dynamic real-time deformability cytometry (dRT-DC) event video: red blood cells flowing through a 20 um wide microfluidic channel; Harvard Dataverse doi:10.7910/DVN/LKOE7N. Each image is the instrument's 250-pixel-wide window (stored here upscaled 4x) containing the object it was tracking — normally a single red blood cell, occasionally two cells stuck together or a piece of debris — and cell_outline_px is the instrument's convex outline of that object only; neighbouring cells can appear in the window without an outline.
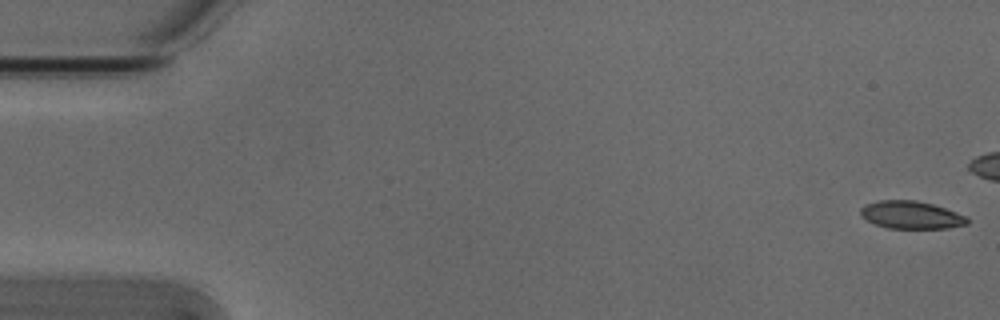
{"species": "Egyptian fruit bat (a non-hibernating species)", "species_latin": "Rousettus aegyptiacus", "temperature_condition": "cold", "stored_images_in_passage": 30, "camera_frame_rate_fps": 3000, "um_per_image_px": 0.085, "animal": {"sex": "male"}, "frame": {"image": 1, "passage_image": 1, "time_ms": 0.0, "image_size_px": [1000, 320], "cell_outline_px": [[968, 224], [948, 228], [888, 228], [876, 224], [860, 216], [860, 208], [864, 204], [880, 200], [916, 200], [932, 204], [968, 216]], "centroid_in_image_um": [77.44, 18.26], "position_along_channel_um": 7.6, "area_um2": 17.22}}
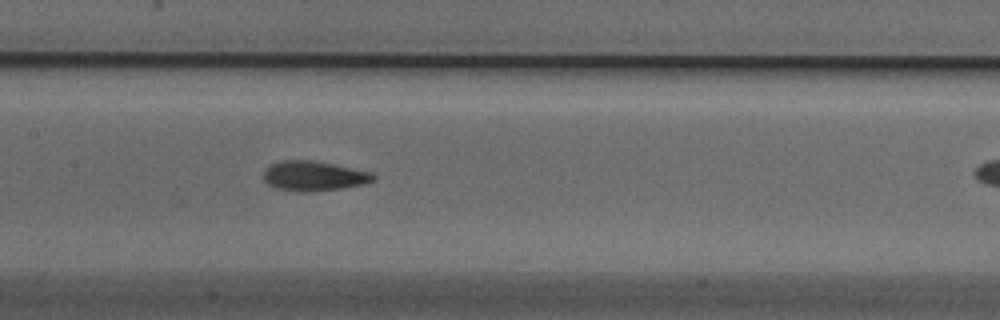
{"frame": {"image": 2, "passage_image": 26, "time_ms": 8.333, "image_size_px": [1000, 320], "cell_outline_px": [[376, 180], [364, 184], [340, 188], [308, 192], [304, 192], [276, 188], [268, 184], [264, 180], [264, 172], [272, 164], [284, 160], [312, 160], [372, 172], [376, 176]], "centroid_in_image_um": [26.71, 14.96], "position_along_channel_um": 180.7, "area_um2": 18.84}}